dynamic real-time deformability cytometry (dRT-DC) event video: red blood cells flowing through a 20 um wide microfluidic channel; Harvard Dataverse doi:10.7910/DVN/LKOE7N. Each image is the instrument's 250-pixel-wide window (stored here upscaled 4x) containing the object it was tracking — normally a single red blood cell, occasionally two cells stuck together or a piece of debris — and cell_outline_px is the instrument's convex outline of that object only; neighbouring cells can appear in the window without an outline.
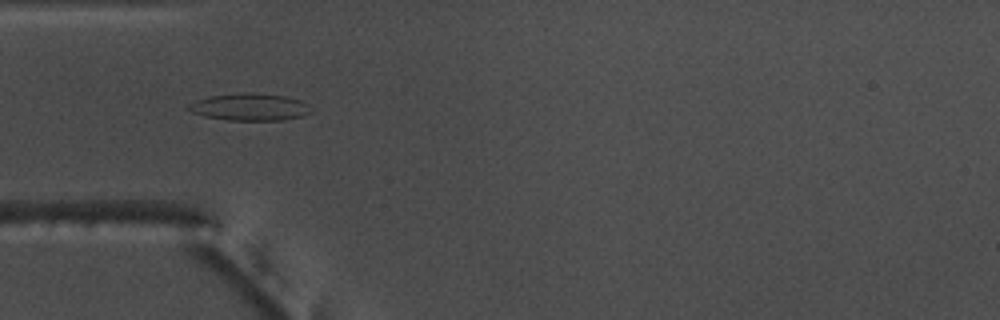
{"species": "common noctule bat (a hibernating species)", "species_latin": "Nyctalus noctula", "temperature_condition": "warm", "stored_images_in_passage": 54, "camera_frame_rate_fps": 3000, "um_per_image_px": 0.085, "animal": {"sex": "male", "body_mass_g": 17.5, "forearm_length_mm": 52.3}, "frame": {"image": 1, "passage_image": 16, "time_ms": 5.0, "image_size_px": [1000, 320], "cell_outline_px": [[312, 112], [304, 116], [284, 120], [228, 120], [204, 116], [192, 112], [188, 108], [188, 104], [196, 100], [212, 96], [248, 92], [252, 92], [284, 96], [300, 100], [308, 104]], "centroid_in_image_um": [21.27, 9.1], "position_along_channel_um": 63.7, "area_um2": 19.31}}
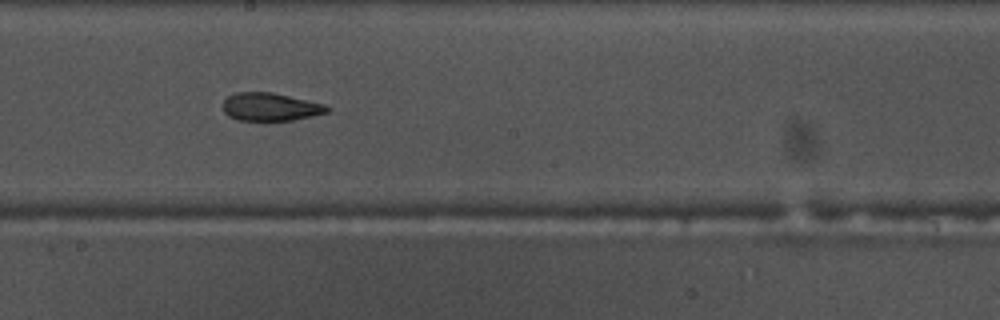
{"frame": {"image": 2, "passage_image": 29, "time_ms": 9.333, "image_size_px": [1000, 320], "cell_outline_px": [[332, 108], [328, 112], [312, 116], [292, 120], [236, 120], [228, 116], [224, 112], [224, 100], [228, 96], [236, 92], [272, 92], [324, 104]], "centroid_in_image_um": [22.98, 9.08], "position_along_channel_um": 225.2, "area_um2": 16.94}}
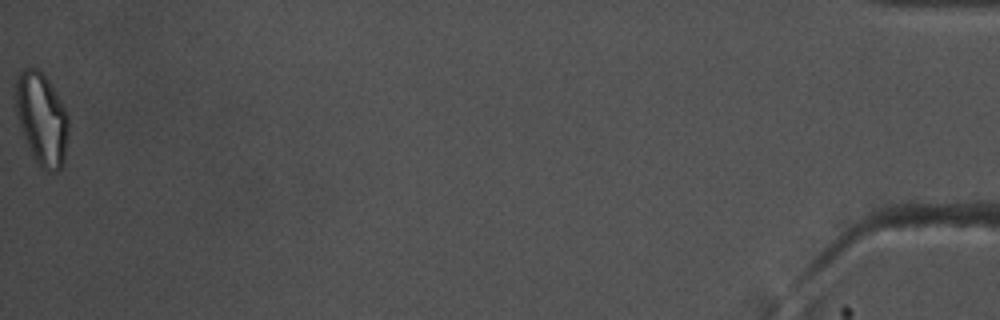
{"frame": {"image": 3, "passage_image": 54, "time_ms": 17.667, "image_size_px": [1000, 320], "cell_outline_px": [[68, 132], [64, 160], [60, 168], [56, 172], [48, 172], [32, 156], [24, 136], [16, 112], [16, 76], [20, 68], [28, 64], [36, 68], [48, 80], [60, 100], [68, 116]], "centroid_in_image_um": [3.53, 10.05], "position_along_channel_um": 431.7, "area_um2": 28.21}, "authors_computed_cell_mechanics": {"area_um2": 19.1896, "velocity_mm_per_s": 3.753, "shape_relaxation_time_tau1_ms": null, "shape_relaxation_time_tau2_ms": 3.1751, "deformation_change_tau1": null, "deformation_change_tau2": 0.107}}